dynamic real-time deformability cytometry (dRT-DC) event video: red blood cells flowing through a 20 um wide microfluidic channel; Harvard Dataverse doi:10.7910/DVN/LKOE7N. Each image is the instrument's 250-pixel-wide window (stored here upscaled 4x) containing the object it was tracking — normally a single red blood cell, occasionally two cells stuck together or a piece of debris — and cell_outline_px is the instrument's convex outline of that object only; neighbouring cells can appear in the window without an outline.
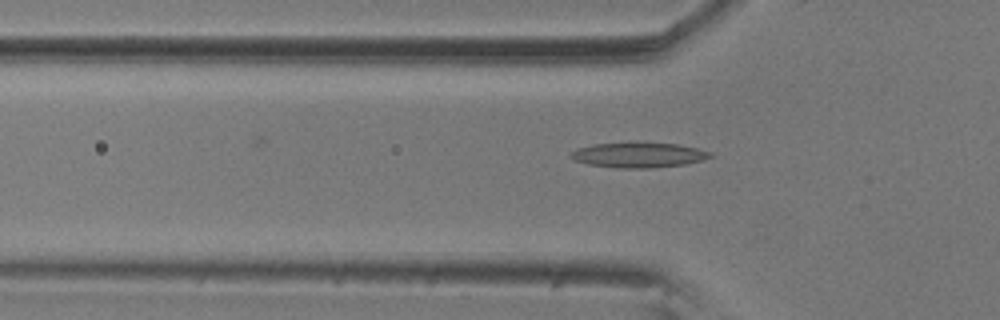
{"species": "common noctule bat (a hibernating species)", "species_latin": "Nyctalus noctula", "temperature_condition": "room temperature", "stored_images_in_passage": 46, "camera_frame_rate_fps": 3000, "um_per_image_px": 0.085, "animal": {"sex": "male", "body_mass_g": 20.5, "forearm_length_mm": 52.5}, "frame": {"image": 1, "passage_image": 17, "time_ms": 5.333, "image_size_px": [1000, 320], "cell_outline_px": [[712, 156], [700, 160], [684, 164], [652, 168], [616, 168], [588, 164], [572, 160], [568, 156], [576, 148], [592, 144], [636, 140], [676, 144], [696, 148], [712, 152]], "centroid_in_image_um": [54.2, 13.14], "position_along_channel_um": 71.6, "area_um2": 21.1}}
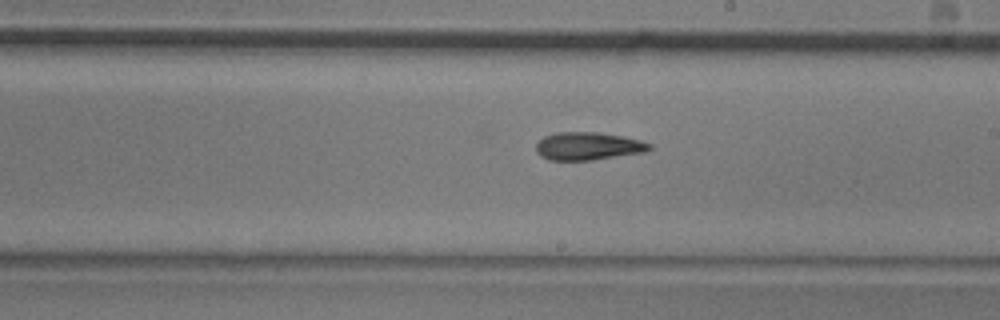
{"frame": {"image": 2, "passage_image": 31, "time_ms": 10.0, "image_size_px": [1000, 320], "cell_outline_px": [[652, 148], [644, 152], [592, 160], [548, 160], [540, 156], [536, 152], [536, 144], [544, 136], [556, 132], [600, 132], [624, 136], [640, 140], [652, 144]], "centroid_in_image_um": [49.98, 12.41], "position_along_channel_um": 239.0, "area_um2": 18.55}}
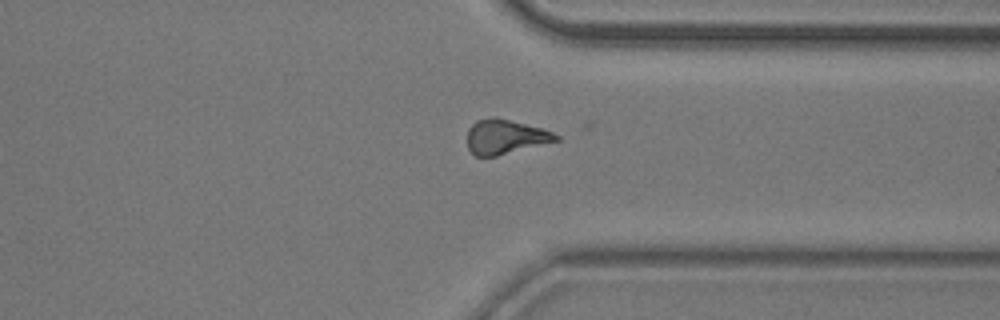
{"frame": {"image": 3, "passage_image": 42, "time_ms": 13.667, "image_size_px": [1000, 320], "cell_outline_px": [[560, 140], [496, 156], [476, 156], [468, 148], [468, 128], [476, 120], [492, 116], [540, 128], [552, 132], [560, 136]], "centroid_in_image_um": [42.93, 11.63], "position_along_channel_um": 368.5, "area_um2": 17.63}}